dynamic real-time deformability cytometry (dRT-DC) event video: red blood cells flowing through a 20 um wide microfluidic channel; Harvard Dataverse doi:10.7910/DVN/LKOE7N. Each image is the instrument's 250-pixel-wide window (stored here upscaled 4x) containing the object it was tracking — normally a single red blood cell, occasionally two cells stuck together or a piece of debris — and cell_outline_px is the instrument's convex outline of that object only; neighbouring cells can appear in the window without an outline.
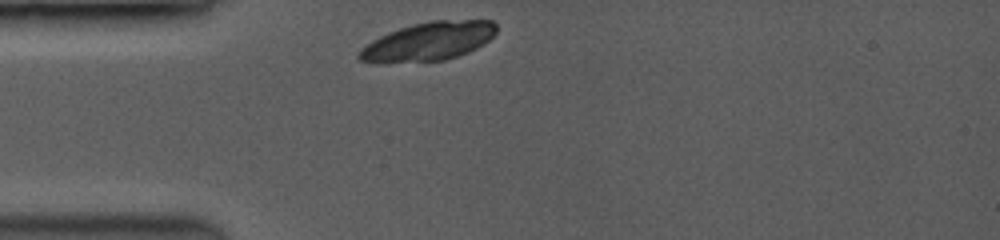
{"species": "common noctule bat (a hibernating species)", "species_latin": "Nyctalus noctula", "temperature_condition": "room temperature", "stored_images_in_passage": 6, "camera_frame_rate_fps": 3500, "um_per_image_px": 0.085, "animal": {"sex": "female", "body_mass_g": 19.0, "forearm_length_mm": 53.3}, "frame": {"image": 1, "passage_image": 1, "time_ms": 0.0, "image_size_px": [1000, 240], "cell_outline_px": [[496, 32], [488, 40], [476, 48], [468, 52], [444, 60], [360, 60], [356, 56], [360, 48], [372, 40], [388, 32], [412, 24], [432, 20], [492, 20], [496, 24]], "centroid_in_image_um": [36.48, 3.46], "position_along_channel_um": 48.5, "area_um2": 29.77}}